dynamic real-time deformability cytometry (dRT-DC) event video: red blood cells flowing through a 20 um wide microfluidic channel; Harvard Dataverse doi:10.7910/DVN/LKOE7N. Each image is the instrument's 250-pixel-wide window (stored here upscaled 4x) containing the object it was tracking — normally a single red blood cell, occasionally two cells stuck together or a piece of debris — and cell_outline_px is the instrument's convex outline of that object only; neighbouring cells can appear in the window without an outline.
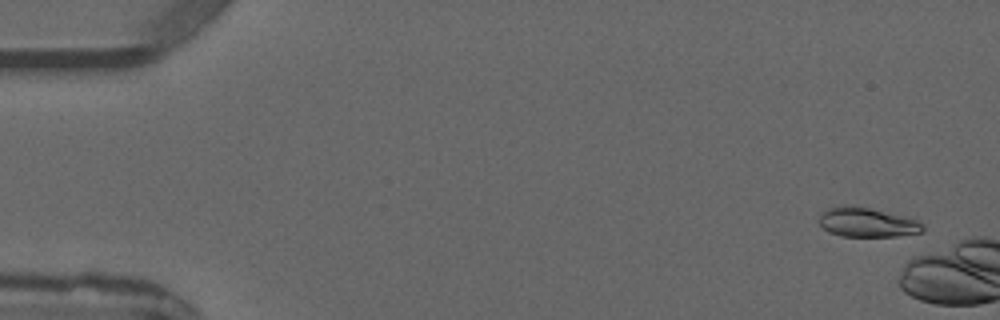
{"species": "common noctule bat (a hibernating species)", "species_latin": "Nyctalus noctula", "temperature_condition": "warm", "stored_images_in_passage": 2, "camera_frame_rate_fps": 3000, "um_per_image_px": 0.085, "animal": {"sex": "male", "forearm_length_mm": 52.5}, "frame": {"image": 1, "passage_image": 1, "time_ms": 0.0, "image_size_px": [1000, 320], "cell_outline_px": [[924, 232], [896, 236], [840, 236], [828, 232], [820, 224], [820, 212], [832, 208], [868, 208], [912, 216], [924, 228]], "centroid_in_image_um": [73.78, 18.93], "position_along_channel_um": 11.2, "area_um2": 17.34}}